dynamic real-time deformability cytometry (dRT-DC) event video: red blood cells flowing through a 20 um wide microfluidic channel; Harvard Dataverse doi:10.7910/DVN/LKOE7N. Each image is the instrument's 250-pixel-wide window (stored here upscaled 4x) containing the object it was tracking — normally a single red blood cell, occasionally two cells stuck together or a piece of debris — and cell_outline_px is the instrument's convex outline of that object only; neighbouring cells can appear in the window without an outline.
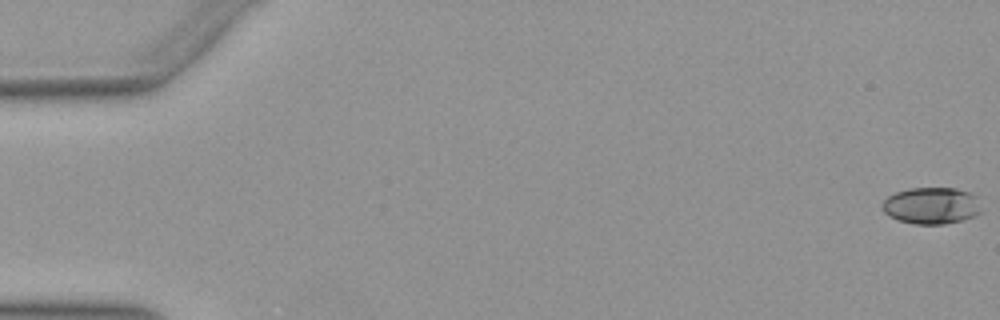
{"species": "Egyptian fruit bat (a non-hibernating species)", "species_latin": "Rousettus aegyptiacus", "temperature_condition": "warm", "stored_images_in_passage": 53, "camera_frame_rate_fps": 3000, "um_per_image_px": 0.085, "animal": {"sex": "female"}, "frame": {"image": 1, "passage_image": 1, "time_ms": 0.0, "image_size_px": [1000, 320], "cell_outline_px": [[984, 212], [976, 216], [964, 220], [944, 224], [912, 224], [896, 220], [888, 216], [880, 208], [880, 204], [888, 196], [896, 192], [908, 188], [956, 188], [968, 192], [976, 196]], "centroid_in_image_um": [79.17, 17.49], "position_along_channel_um": 5.8, "area_um2": 21.73}}
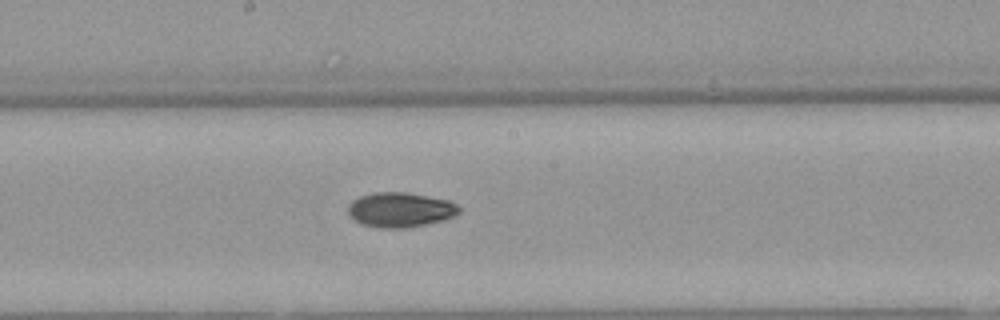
{"frame": {"image": 2, "passage_image": 29, "time_ms": 9.333, "image_size_px": [1000, 320], "cell_outline_px": [[460, 212], [456, 216], [444, 220], [428, 224], [404, 228], [380, 228], [360, 224], [348, 216], [348, 204], [352, 200], [360, 196], [376, 192], [408, 192], [448, 200], [456, 204], [460, 208]], "centroid_in_image_um": [34.01, 17.84], "position_along_channel_um": 214.2, "area_um2": 22.83}}
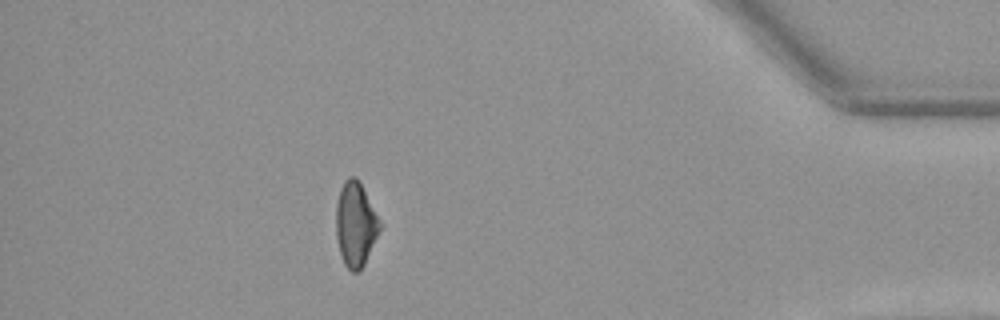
{"frame": {"image": 3, "passage_image": 47, "time_ms": 15.333, "image_size_px": [1000, 320], "cell_outline_px": [[380, 228], [364, 264], [356, 272], [352, 272], [344, 264], [340, 252], [336, 236], [336, 204], [340, 188], [344, 180], [348, 176], [356, 176], [380, 220]], "centroid_in_image_um": [30.19, 19.03], "position_along_channel_um": 405.0, "area_um2": 21.15}, "authors_computed_cell_mechanics": {"area_um2": 21.7328, "velocity_mm_per_s": 3.9621, "shape_relaxation_time_tau1_ms": 5.6174, "shape_relaxation_time_tau2_ms": 3.8908, "deformation_change_tau1": 0.1662, "deformation_change_tau2": 0.0792}}